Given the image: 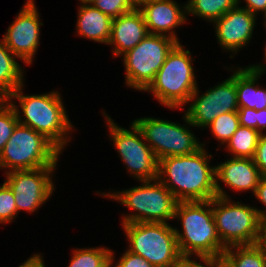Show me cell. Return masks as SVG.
I'll list each match as a JSON object with an SVG mask.
<instances>
[{"label":"cell","mask_w":266,"mask_h":267,"mask_svg":"<svg viewBox=\"0 0 266 267\" xmlns=\"http://www.w3.org/2000/svg\"><path fill=\"white\" fill-rule=\"evenodd\" d=\"M202 147L189 155L159 160L158 179L178 202L208 201L217 196L216 166H210L212 155Z\"/></svg>","instance_id":"cell-1"},{"label":"cell","mask_w":266,"mask_h":267,"mask_svg":"<svg viewBox=\"0 0 266 267\" xmlns=\"http://www.w3.org/2000/svg\"><path fill=\"white\" fill-rule=\"evenodd\" d=\"M24 86H19L6 98L14 108L18 122L42 134L62 153L71 142L75 126L68 118L61 93L52 90L40 95H24Z\"/></svg>","instance_id":"cell-2"},{"label":"cell","mask_w":266,"mask_h":267,"mask_svg":"<svg viewBox=\"0 0 266 267\" xmlns=\"http://www.w3.org/2000/svg\"><path fill=\"white\" fill-rule=\"evenodd\" d=\"M174 219L181 229L174 227L181 255L213 256L224 253L216 230L212 199L208 201L178 202Z\"/></svg>","instance_id":"cell-3"},{"label":"cell","mask_w":266,"mask_h":267,"mask_svg":"<svg viewBox=\"0 0 266 267\" xmlns=\"http://www.w3.org/2000/svg\"><path fill=\"white\" fill-rule=\"evenodd\" d=\"M138 186L116 189L111 192H97L101 196L109 197L130 209L133 213L122 214L121 224L125 223H169L173 221L177 206V199L170 190L157 178L141 181Z\"/></svg>","instance_id":"cell-4"},{"label":"cell","mask_w":266,"mask_h":267,"mask_svg":"<svg viewBox=\"0 0 266 267\" xmlns=\"http://www.w3.org/2000/svg\"><path fill=\"white\" fill-rule=\"evenodd\" d=\"M178 43L168 54L154 80L144 90L168 109H179L187 105L190 96L198 87L193 57L189 49ZM182 108V109H181Z\"/></svg>","instance_id":"cell-5"},{"label":"cell","mask_w":266,"mask_h":267,"mask_svg":"<svg viewBox=\"0 0 266 267\" xmlns=\"http://www.w3.org/2000/svg\"><path fill=\"white\" fill-rule=\"evenodd\" d=\"M60 154L42 134L18 123L0 153V169L8 173L58 166Z\"/></svg>","instance_id":"cell-6"},{"label":"cell","mask_w":266,"mask_h":267,"mask_svg":"<svg viewBox=\"0 0 266 267\" xmlns=\"http://www.w3.org/2000/svg\"><path fill=\"white\" fill-rule=\"evenodd\" d=\"M127 249L154 267H172L181 256L174 226L169 223H125Z\"/></svg>","instance_id":"cell-7"},{"label":"cell","mask_w":266,"mask_h":267,"mask_svg":"<svg viewBox=\"0 0 266 267\" xmlns=\"http://www.w3.org/2000/svg\"><path fill=\"white\" fill-rule=\"evenodd\" d=\"M212 211L217 234L226 248L257 244L261 225L257 207L216 196Z\"/></svg>","instance_id":"cell-8"},{"label":"cell","mask_w":266,"mask_h":267,"mask_svg":"<svg viewBox=\"0 0 266 267\" xmlns=\"http://www.w3.org/2000/svg\"><path fill=\"white\" fill-rule=\"evenodd\" d=\"M186 124L163 120L162 118L140 117L132 122L142 133L158 161L165 157L189 155L202 147L197 136L191 132L194 127L183 114ZM188 125V126H187Z\"/></svg>","instance_id":"cell-9"},{"label":"cell","mask_w":266,"mask_h":267,"mask_svg":"<svg viewBox=\"0 0 266 267\" xmlns=\"http://www.w3.org/2000/svg\"><path fill=\"white\" fill-rule=\"evenodd\" d=\"M102 115L109 129V139L126 166L127 173L140 183L157 179L159 161L137 126L131 122L130 129L123 128L104 110Z\"/></svg>","instance_id":"cell-10"},{"label":"cell","mask_w":266,"mask_h":267,"mask_svg":"<svg viewBox=\"0 0 266 267\" xmlns=\"http://www.w3.org/2000/svg\"><path fill=\"white\" fill-rule=\"evenodd\" d=\"M178 43L169 36L148 34L133 49L122 55L126 72L125 85L135 91H144Z\"/></svg>","instance_id":"cell-11"},{"label":"cell","mask_w":266,"mask_h":267,"mask_svg":"<svg viewBox=\"0 0 266 267\" xmlns=\"http://www.w3.org/2000/svg\"><path fill=\"white\" fill-rule=\"evenodd\" d=\"M226 67L233 72L230 77L204 93L199 94V86L190 96L188 108L184 111L187 119L197 129H205L216 117L223 113L238 110L236 90V67Z\"/></svg>","instance_id":"cell-12"},{"label":"cell","mask_w":266,"mask_h":267,"mask_svg":"<svg viewBox=\"0 0 266 267\" xmlns=\"http://www.w3.org/2000/svg\"><path fill=\"white\" fill-rule=\"evenodd\" d=\"M57 166L11 171L5 174V183L11 188L17 207L21 211L36 213L55 191L53 174Z\"/></svg>","instance_id":"cell-13"},{"label":"cell","mask_w":266,"mask_h":267,"mask_svg":"<svg viewBox=\"0 0 266 267\" xmlns=\"http://www.w3.org/2000/svg\"><path fill=\"white\" fill-rule=\"evenodd\" d=\"M39 14L35 0H26L2 38L5 45L25 65L33 64L40 45V26L43 22L39 20Z\"/></svg>","instance_id":"cell-14"},{"label":"cell","mask_w":266,"mask_h":267,"mask_svg":"<svg viewBox=\"0 0 266 267\" xmlns=\"http://www.w3.org/2000/svg\"><path fill=\"white\" fill-rule=\"evenodd\" d=\"M256 20L257 16L242 8V5H236L212 23L217 42L224 51L233 53L230 56L232 59L252 40Z\"/></svg>","instance_id":"cell-15"},{"label":"cell","mask_w":266,"mask_h":267,"mask_svg":"<svg viewBox=\"0 0 266 267\" xmlns=\"http://www.w3.org/2000/svg\"><path fill=\"white\" fill-rule=\"evenodd\" d=\"M149 34L165 35L179 41L176 28L187 22L186 4L175 0H145L137 4Z\"/></svg>","instance_id":"cell-16"},{"label":"cell","mask_w":266,"mask_h":267,"mask_svg":"<svg viewBox=\"0 0 266 267\" xmlns=\"http://www.w3.org/2000/svg\"><path fill=\"white\" fill-rule=\"evenodd\" d=\"M263 175L260 173L253 159L230 157L226 161L217 164L215 169L217 196L229 198L231 196L222 188V184L235 192L255 190Z\"/></svg>","instance_id":"cell-17"},{"label":"cell","mask_w":266,"mask_h":267,"mask_svg":"<svg viewBox=\"0 0 266 267\" xmlns=\"http://www.w3.org/2000/svg\"><path fill=\"white\" fill-rule=\"evenodd\" d=\"M149 34L142 12L137 6L126 14L112 20L109 46L112 45L113 57H122L133 49Z\"/></svg>","instance_id":"cell-18"},{"label":"cell","mask_w":266,"mask_h":267,"mask_svg":"<svg viewBox=\"0 0 266 267\" xmlns=\"http://www.w3.org/2000/svg\"><path fill=\"white\" fill-rule=\"evenodd\" d=\"M112 20L111 17L95 8L92 4L78 5L76 34L80 38H87L95 43L107 45L110 38Z\"/></svg>","instance_id":"cell-19"},{"label":"cell","mask_w":266,"mask_h":267,"mask_svg":"<svg viewBox=\"0 0 266 267\" xmlns=\"http://www.w3.org/2000/svg\"><path fill=\"white\" fill-rule=\"evenodd\" d=\"M263 73L253 65L246 67L237 66L236 90L238 108H250L255 110L266 109V89L259 85Z\"/></svg>","instance_id":"cell-20"},{"label":"cell","mask_w":266,"mask_h":267,"mask_svg":"<svg viewBox=\"0 0 266 267\" xmlns=\"http://www.w3.org/2000/svg\"><path fill=\"white\" fill-rule=\"evenodd\" d=\"M18 58L0 40V99H6L25 81V71Z\"/></svg>","instance_id":"cell-21"},{"label":"cell","mask_w":266,"mask_h":267,"mask_svg":"<svg viewBox=\"0 0 266 267\" xmlns=\"http://www.w3.org/2000/svg\"><path fill=\"white\" fill-rule=\"evenodd\" d=\"M186 17L189 15L203 18L213 23L237 5V0H187Z\"/></svg>","instance_id":"cell-22"},{"label":"cell","mask_w":266,"mask_h":267,"mask_svg":"<svg viewBox=\"0 0 266 267\" xmlns=\"http://www.w3.org/2000/svg\"><path fill=\"white\" fill-rule=\"evenodd\" d=\"M260 135L257 130L240 125L224 148L230 157L253 159Z\"/></svg>","instance_id":"cell-23"},{"label":"cell","mask_w":266,"mask_h":267,"mask_svg":"<svg viewBox=\"0 0 266 267\" xmlns=\"http://www.w3.org/2000/svg\"><path fill=\"white\" fill-rule=\"evenodd\" d=\"M111 250L103 246L74 248L68 267H111Z\"/></svg>","instance_id":"cell-24"},{"label":"cell","mask_w":266,"mask_h":267,"mask_svg":"<svg viewBox=\"0 0 266 267\" xmlns=\"http://www.w3.org/2000/svg\"><path fill=\"white\" fill-rule=\"evenodd\" d=\"M224 253L235 267H266V255L257 244L230 246Z\"/></svg>","instance_id":"cell-25"},{"label":"cell","mask_w":266,"mask_h":267,"mask_svg":"<svg viewBox=\"0 0 266 267\" xmlns=\"http://www.w3.org/2000/svg\"><path fill=\"white\" fill-rule=\"evenodd\" d=\"M239 126L238 112L232 111L216 117L206 129L209 128L211 135L224 147V144H227Z\"/></svg>","instance_id":"cell-26"},{"label":"cell","mask_w":266,"mask_h":267,"mask_svg":"<svg viewBox=\"0 0 266 267\" xmlns=\"http://www.w3.org/2000/svg\"><path fill=\"white\" fill-rule=\"evenodd\" d=\"M18 123L14 108L6 99H0V153Z\"/></svg>","instance_id":"cell-27"},{"label":"cell","mask_w":266,"mask_h":267,"mask_svg":"<svg viewBox=\"0 0 266 267\" xmlns=\"http://www.w3.org/2000/svg\"><path fill=\"white\" fill-rule=\"evenodd\" d=\"M17 207L11 188L4 182L0 185V224H10L16 219Z\"/></svg>","instance_id":"cell-28"},{"label":"cell","mask_w":266,"mask_h":267,"mask_svg":"<svg viewBox=\"0 0 266 267\" xmlns=\"http://www.w3.org/2000/svg\"><path fill=\"white\" fill-rule=\"evenodd\" d=\"M91 4L112 19L131 12L137 6L132 0H94Z\"/></svg>","instance_id":"cell-29"},{"label":"cell","mask_w":266,"mask_h":267,"mask_svg":"<svg viewBox=\"0 0 266 267\" xmlns=\"http://www.w3.org/2000/svg\"><path fill=\"white\" fill-rule=\"evenodd\" d=\"M115 252L111 250V267H154L142 256L130 252L128 249L115 261ZM118 261V262H117ZM115 263V265H114Z\"/></svg>","instance_id":"cell-30"},{"label":"cell","mask_w":266,"mask_h":267,"mask_svg":"<svg viewBox=\"0 0 266 267\" xmlns=\"http://www.w3.org/2000/svg\"><path fill=\"white\" fill-rule=\"evenodd\" d=\"M254 164L263 176H266V133L260 135L253 157Z\"/></svg>","instance_id":"cell-31"},{"label":"cell","mask_w":266,"mask_h":267,"mask_svg":"<svg viewBox=\"0 0 266 267\" xmlns=\"http://www.w3.org/2000/svg\"><path fill=\"white\" fill-rule=\"evenodd\" d=\"M172 267H209V256L181 255Z\"/></svg>","instance_id":"cell-32"},{"label":"cell","mask_w":266,"mask_h":267,"mask_svg":"<svg viewBox=\"0 0 266 267\" xmlns=\"http://www.w3.org/2000/svg\"><path fill=\"white\" fill-rule=\"evenodd\" d=\"M239 124L257 130V110L250 108H238Z\"/></svg>","instance_id":"cell-33"},{"label":"cell","mask_w":266,"mask_h":267,"mask_svg":"<svg viewBox=\"0 0 266 267\" xmlns=\"http://www.w3.org/2000/svg\"><path fill=\"white\" fill-rule=\"evenodd\" d=\"M253 195L257 200H259L258 202H261V204L264 205L263 210L259 209V207L257 209L261 220H264L266 219V176L261 177Z\"/></svg>","instance_id":"cell-34"},{"label":"cell","mask_w":266,"mask_h":267,"mask_svg":"<svg viewBox=\"0 0 266 267\" xmlns=\"http://www.w3.org/2000/svg\"><path fill=\"white\" fill-rule=\"evenodd\" d=\"M242 0H237V6L241 5ZM245 5L242 7L244 9H247L251 13H253L255 16L259 15V13L263 14L266 12V0H243Z\"/></svg>","instance_id":"cell-35"},{"label":"cell","mask_w":266,"mask_h":267,"mask_svg":"<svg viewBox=\"0 0 266 267\" xmlns=\"http://www.w3.org/2000/svg\"><path fill=\"white\" fill-rule=\"evenodd\" d=\"M209 267H235V265L225 253H222L209 256Z\"/></svg>","instance_id":"cell-36"},{"label":"cell","mask_w":266,"mask_h":267,"mask_svg":"<svg viewBox=\"0 0 266 267\" xmlns=\"http://www.w3.org/2000/svg\"><path fill=\"white\" fill-rule=\"evenodd\" d=\"M19 267H46L43 255L35 253L30 256L26 261L19 265Z\"/></svg>","instance_id":"cell-37"},{"label":"cell","mask_w":266,"mask_h":267,"mask_svg":"<svg viewBox=\"0 0 266 267\" xmlns=\"http://www.w3.org/2000/svg\"><path fill=\"white\" fill-rule=\"evenodd\" d=\"M257 245L262 249L266 255V219L261 220L260 234Z\"/></svg>","instance_id":"cell-38"},{"label":"cell","mask_w":266,"mask_h":267,"mask_svg":"<svg viewBox=\"0 0 266 267\" xmlns=\"http://www.w3.org/2000/svg\"><path fill=\"white\" fill-rule=\"evenodd\" d=\"M266 129V109L257 110V131L263 134Z\"/></svg>","instance_id":"cell-39"},{"label":"cell","mask_w":266,"mask_h":267,"mask_svg":"<svg viewBox=\"0 0 266 267\" xmlns=\"http://www.w3.org/2000/svg\"><path fill=\"white\" fill-rule=\"evenodd\" d=\"M264 64L263 63H258V64H252L258 71H260L261 73H265L266 74V45L264 47Z\"/></svg>","instance_id":"cell-40"},{"label":"cell","mask_w":266,"mask_h":267,"mask_svg":"<svg viewBox=\"0 0 266 267\" xmlns=\"http://www.w3.org/2000/svg\"><path fill=\"white\" fill-rule=\"evenodd\" d=\"M81 4H91L94 0H78Z\"/></svg>","instance_id":"cell-41"},{"label":"cell","mask_w":266,"mask_h":267,"mask_svg":"<svg viewBox=\"0 0 266 267\" xmlns=\"http://www.w3.org/2000/svg\"><path fill=\"white\" fill-rule=\"evenodd\" d=\"M264 15H263V17H264V21H263V25H264V28L266 29V12L265 13H263Z\"/></svg>","instance_id":"cell-42"},{"label":"cell","mask_w":266,"mask_h":267,"mask_svg":"<svg viewBox=\"0 0 266 267\" xmlns=\"http://www.w3.org/2000/svg\"><path fill=\"white\" fill-rule=\"evenodd\" d=\"M132 1H134V2L136 3V5H137L139 2H141V0H132Z\"/></svg>","instance_id":"cell-43"}]
</instances>
